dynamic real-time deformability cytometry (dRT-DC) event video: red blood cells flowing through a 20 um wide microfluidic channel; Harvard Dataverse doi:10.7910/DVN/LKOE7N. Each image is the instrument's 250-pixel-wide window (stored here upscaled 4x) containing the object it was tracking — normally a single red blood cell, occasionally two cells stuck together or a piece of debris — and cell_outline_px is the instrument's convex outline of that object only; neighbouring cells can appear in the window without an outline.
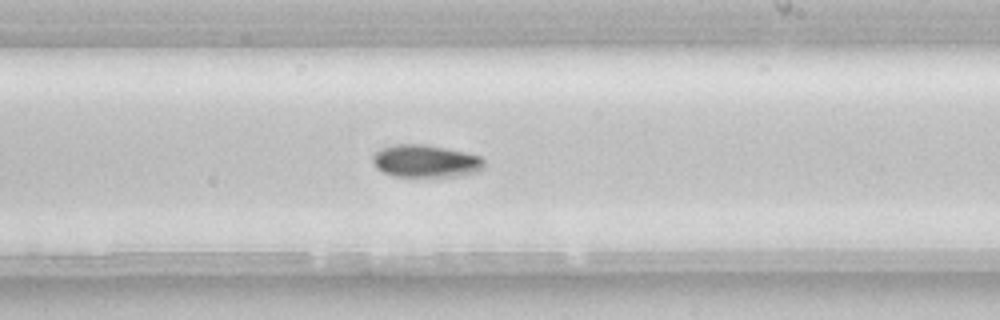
{"species": "common noctule bat (a hibernating species)", "species_latin": "Nyctalus noctula", "temperature_condition": "room temperature", "stored_images_in_passage": 54, "camera_frame_rate_fps": 3000, "um_per_image_px": 0.085, "animal": {"sex": "female", "body_mass_g": 22.7, "forearm_length_mm": 54.2}, "frame": {"image": 1, "passage_image": 31, "time_ms": 10.0, "image_size_px": [1000, 320], "cell_outline_px": [[484, 168], [480, 172], [460, 176], [436, 180], [392, 176], [376, 168], [372, 160], [372, 156], [380, 148], [392, 144], [428, 144], [464, 152], [480, 156], [484, 160]], "centroid_in_image_um": [36.2, 13.75], "position_along_channel_um": 252.8, "area_um2": 22.37}, "authors_computed_cell_mechanics": {"area_um2": 20.3167, "velocity_mm_per_s": 3.8568, "shape_relaxation_time_tau1_ms": 2.951, "shape_relaxation_time_tau2_ms": null, "deformation_change_tau1": 0.091, "deformation_change_tau2": null}}